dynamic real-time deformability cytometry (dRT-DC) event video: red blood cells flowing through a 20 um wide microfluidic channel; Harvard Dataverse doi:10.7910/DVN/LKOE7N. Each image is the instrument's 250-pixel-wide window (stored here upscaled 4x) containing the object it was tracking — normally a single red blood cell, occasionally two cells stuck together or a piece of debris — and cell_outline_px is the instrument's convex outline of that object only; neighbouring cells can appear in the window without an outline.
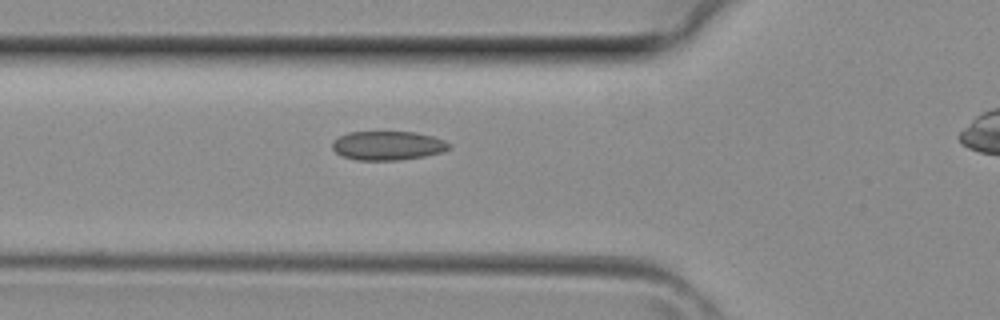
{"species": "common noctule bat (a hibernating species)", "species_latin": "Nyctalus noctula", "temperature_condition": "room temperature", "stored_images_in_passage": 22, "camera_frame_rate_fps": 3000, "um_per_image_px": 0.085, "animal": {"sex": "female", "body_mass_g": 29.2, "forearm_length_mm": 56.3}, "frame": {"image": 1, "passage_image": 2, "time_ms": 0.333, "image_size_px": [1000, 320], "cell_outline_px": [[452, 148], [440, 152], [424, 156], [400, 160], [356, 160], [344, 156], [336, 152], [332, 148], [332, 140], [348, 132], [412, 132], [432, 136], [444, 140], [452, 144]], "centroid_in_image_um": [32.96, 12.37], "position_along_channel_um": 92.8, "area_um2": 19.71}}
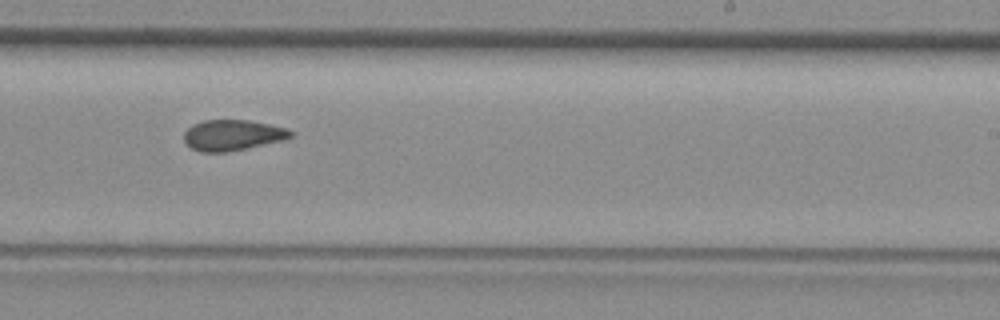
{"frame": {"image": 2, "passage_image": 12, "time_ms": 3.667, "image_size_px": [1000, 320], "cell_outline_px": [[296, 136], [280, 140], [244, 148], [224, 152], [200, 152], [192, 148], [184, 140], [184, 132], [192, 124], [204, 120], [248, 120], [288, 128], [296, 132]], "centroid_in_image_um": [19.78, 11.47], "position_along_channel_um": 269.2, "area_um2": 18.96}}
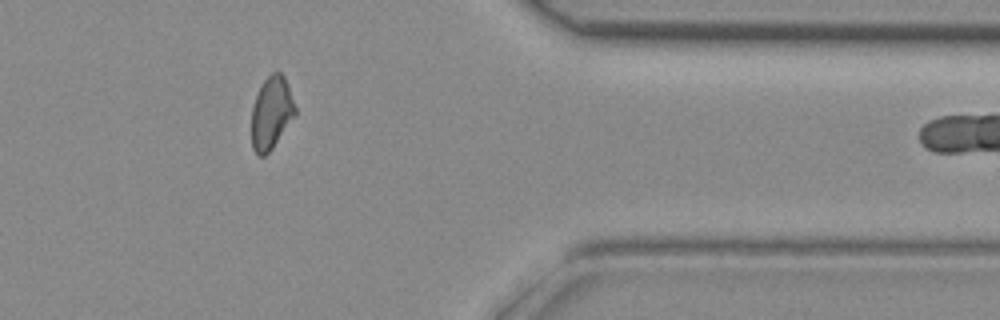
{"frame": {"image": 3, "passage_image": 20, "time_ms": 6.333, "image_size_px": [1000, 320], "cell_outline_px": [[296, 116], [272, 148], [264, 156], [256, 156], [252, 148], [252, 108], [256, 96], [264, 80], [272, 72], [280, 72], [284, 76], [296, 108]], "centroid_in_image_um": [23.07, 9.63], "position_along_channel_um": 388.3, "area_um2": 18.38}}